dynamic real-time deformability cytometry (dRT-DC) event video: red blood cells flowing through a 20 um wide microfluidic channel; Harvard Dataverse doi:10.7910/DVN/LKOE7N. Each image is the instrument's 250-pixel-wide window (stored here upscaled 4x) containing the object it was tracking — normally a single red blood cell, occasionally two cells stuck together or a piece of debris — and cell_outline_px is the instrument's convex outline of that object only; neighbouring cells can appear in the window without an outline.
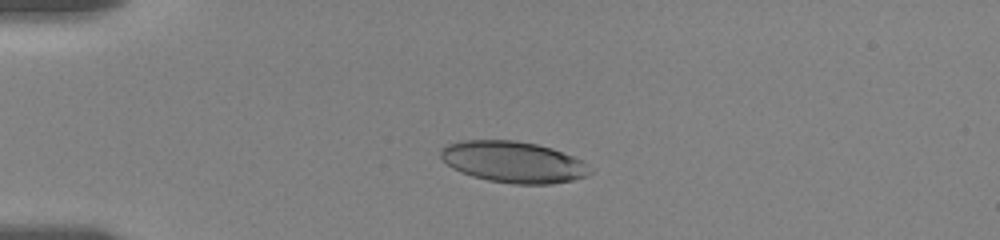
{"species": "human", "species_latin": "Homo sapiens", "temperature_condition": "room temperature", "stored_images_in_passage": 4, "camera_frame_rate_fps": 3000, "um_per_image_px": 0.085, "donor": {"sex": "female"}, "frame": {"image": 1, "passage_image": 1, "time_ms": 0.0, "image_size_px": [1000, 240], "cell_outline_px": [[592, 172], [584, 176], [572, 180], [552, 184], [512, 184], [488, 180], [472, 176], [460, 172], [452, 168], [440, 156], [440, 152], [448, 144], [460, 140], [516, 140], [536, 144], [552, 148], [572, 156], [588, 164]], "centroid_in_image_um": [43.62, 13.77], "position_along_channel_um": 41.4, "area_um2": 35.84}}
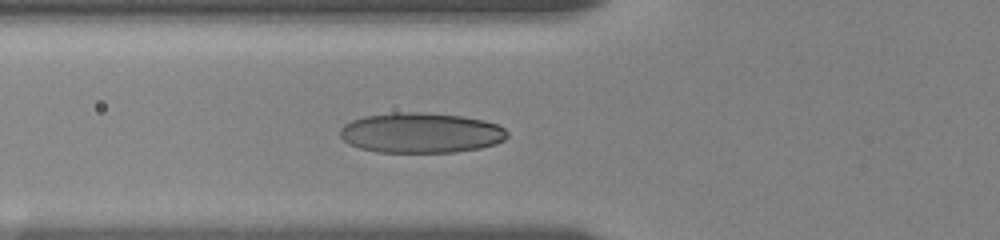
{"frame": {"image": 2, "passage_image": 4, "time_ms": 2.333, "image_size_px": [1000, 240], "cell_outline_px": [[508, 136], [504, 140], [496, 144], [480, 148], [456, 152], [376, 152], [360, 148], [348, 144], [340, 136], [340, 128], [344, 124], [352, 120], [364, 116], [396, 112], [420, 112], [464, 116], [484, 120], [496, 124], [504, 128], [508, 132]], "centroid_in_image_um": [35.78, 11.29], "position_along_channel_um": 90.0, "area_um2": 39.42}}